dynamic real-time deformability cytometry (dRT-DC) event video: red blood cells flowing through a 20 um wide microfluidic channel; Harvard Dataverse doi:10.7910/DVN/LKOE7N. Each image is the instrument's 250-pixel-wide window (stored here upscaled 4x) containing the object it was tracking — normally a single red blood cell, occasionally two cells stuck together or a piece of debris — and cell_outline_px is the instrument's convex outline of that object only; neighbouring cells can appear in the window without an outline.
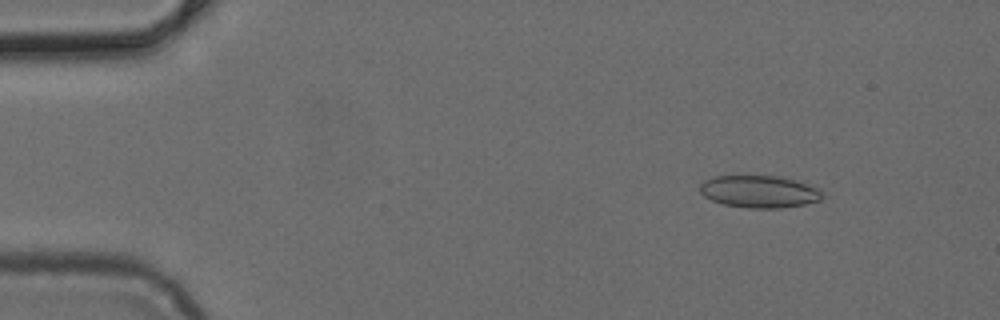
{"species": "common noctule bat (a hibernating species)", "species_latin": "Nyctalus noctula", "temperature_condition": "cold", "stored_images_in_passage": 17, "camera_frame_rate_fps": 3000, "um_per_image_px": 0.085, "animal": {"sex": "female", "body_mass_g": 24.6, "forearm_length_mm": 56.2}, "frame": {"image": 1, "passage_image": 5, "time_ms": 1.333, "image_size_px": [1000, 320], "cell_outline_px": [[824, 196], [820, 200], [804, 204], [780, 208], [748, 208], [724, 204], [712, 200], [704, 196], [700, 192], [700, 184], [704, 180], [716, 176], [776, 176], [804, 180], [820, 188], [824, 192]], "centroid_in_image_um": [64.62, 16.27], "position_along_channel_um": 20.4, "area_um2": 23.41}}
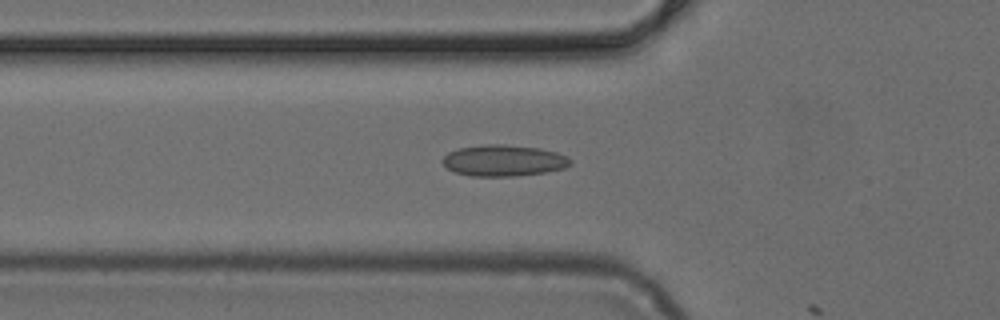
{"frame": {"image": 2, "passage_image": 16, "time_ms": 5.0, "image_size_px": [1000, 320], "cell_outline_px": [[572, 164], [564, 168], [544, 172], [516, 176], [472, 176], [456, 172], [448, 168], [440, 160], [448, 152], [460, 148], [488, 144], [504, 144], [540, 148], [556, 152], [568, 156], [572, 160]], "centroid_in_image_um": [42.83, 13.64], "position_along_channel_um": 83.0, "area_um2": 23.29}}